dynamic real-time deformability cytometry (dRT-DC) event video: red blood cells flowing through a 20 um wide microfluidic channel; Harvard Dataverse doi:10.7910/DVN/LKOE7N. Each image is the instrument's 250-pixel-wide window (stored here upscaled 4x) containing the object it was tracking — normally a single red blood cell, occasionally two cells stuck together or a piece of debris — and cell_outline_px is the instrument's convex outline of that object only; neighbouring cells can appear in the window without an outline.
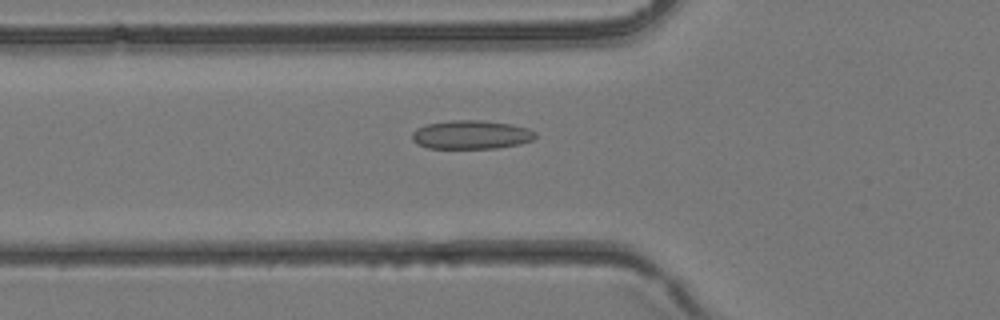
{"species": "common noctule bat (a hibernating species)", "species_latin": "Nyctalus noctula", "temperature_condition": "room temperature", "stored_images_in_passage": 39, "camera_frame_rate_fps": 3000, "um_per_image_px": 0.085, "animal": {"sex": "female", "body_mass_g": 24.6, "forearm_length_mm": 56.2}, "frame": {"image": 1, "passage_image": 14, "time_ms": 4.333, "image_size_px": [1000, 320], "cell_outline_px": [[536, 136], [532, 140], [520, 144], [496, 148], [428, 148], [416, 144], [412, 140], [412, 132], [416, 128], [424, 124], [452, 120], [480, 120], [512, 124], [528, 128], [536, 132]], "centroid_in_image_um": [40.03, 11.44], "position_along_channel_um": 85.8, "area_um2": 20.81}}
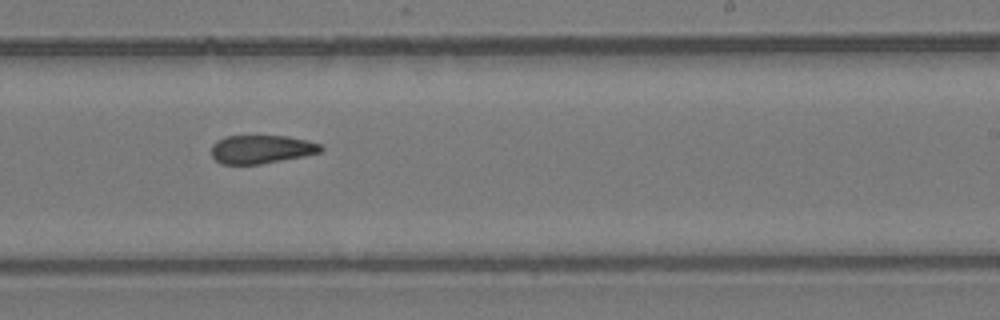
{"frame": {"image": 2, "passage_image": 24, "time_ms": 7.667, "image_size_px": [1000, 320], "cell_outline_px": [[324, 148], [320, 152], [304, 156], [260, 164], [220, 164], [212, 156], [212, 144], [216, 140], [224, 136], [288, 136], [308, 140], [320, 144]], "centroid_in_image_um": [22.21, 12.68], "position_along_channel_um": 266.8, "area_um2": 18.21}}
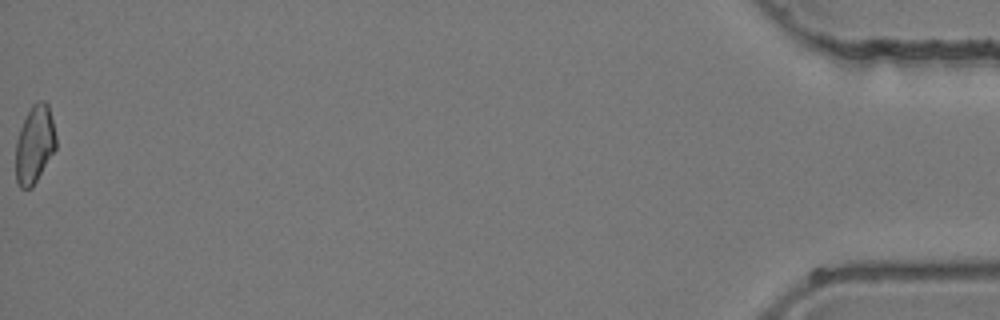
{"frame": {"image": 3, "passage_image": 39, "time_ms": 12.667, "image_size_px": [1000, 320], "cell_outline_px": [[56, 148], [32, 188], [20, 188], [16, 180], [16, 140], [20, 128], [32, 104], [36, 100], [44, 100], [48, 104], [56, 136]], "centroid_in_image_um": [2.94, 12.26], "position_along_channel_um": 432.3, "area_um2": 18.21}}